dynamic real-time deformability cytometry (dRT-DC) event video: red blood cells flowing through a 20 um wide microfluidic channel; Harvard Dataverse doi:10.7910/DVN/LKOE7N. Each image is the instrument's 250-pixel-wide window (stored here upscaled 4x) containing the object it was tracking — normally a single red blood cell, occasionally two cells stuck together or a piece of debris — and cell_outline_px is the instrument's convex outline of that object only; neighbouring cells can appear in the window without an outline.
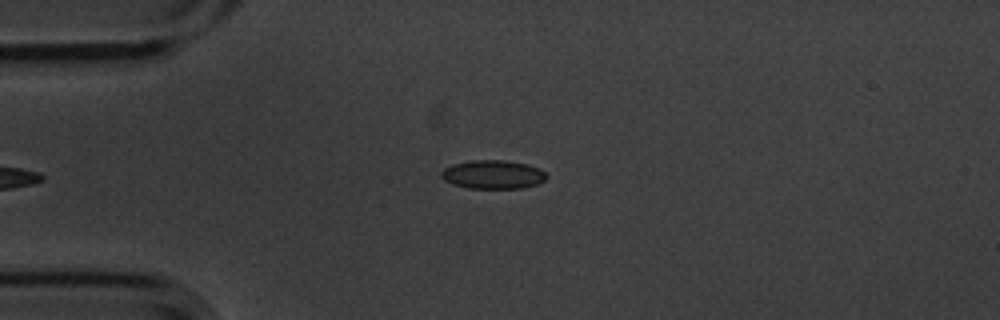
{"species": "common noctule bat (a hibernating species)", "species_latin": "Nyctalus noctula", "temperature_condition": "cold", "stored_images_in_passage": 7, "camera_frame_rate_fps": 3000, "um_per_image_px": 0.085, "animal": {"sex": "male", "body_mass_g": 20.1, "forearm_length_mm": 53.5}, "frame": {"image": 1, "passage_image": 7, "time_ms": 2.0, "image_size_px": [1000, 320], "cell_outline_px": [[548, 176], [544, 180], [536, 184], [520, 188], [468, 188], [452, 184], [444, 180], [440, 176], [440, 172], [444, 168], [452, 164], [472, 160], [504, 160], [528, 164], [540, 168]], "centroid_in_image_um": [41.88, 14.82], "position_along_channel_um": 43.1, "area_um2": 17.63}}